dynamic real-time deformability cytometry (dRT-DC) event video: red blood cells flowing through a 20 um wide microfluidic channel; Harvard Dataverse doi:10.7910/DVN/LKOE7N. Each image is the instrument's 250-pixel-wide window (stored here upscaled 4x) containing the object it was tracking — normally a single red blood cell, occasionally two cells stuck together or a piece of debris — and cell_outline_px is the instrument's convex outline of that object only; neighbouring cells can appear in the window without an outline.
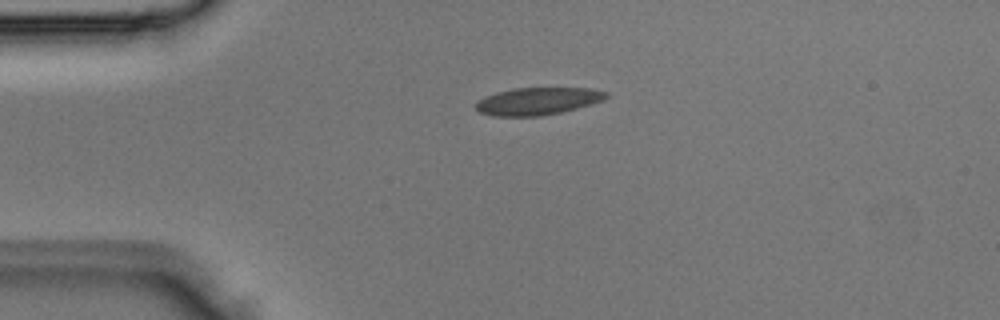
{"species": "Egyptian fruit bat (a non-hibernating species)", "species_latin": "Rousettus aegyptiacus", "temperature_condition": "room temperature", "stored_images_in_passage": 2, "camera_frame_rate_fps": 3000, "um_per_image_px": 0.085, "animal": {"sex": "male"}, "frame": {"image": 1, "passage_image": 1, "time_ms": 0.0, "image_size_px": [1000, 320], "cell_outline_px": [[608, 96], [604, 100], [592, 104], [560, 112], [540, 116], [492, 116], [480, 112], [476, 108], [476, 100], [484, 96], [496, 92], [516, 88], [592, 88], [608, 92]], "centroid_in_image_um": [45.7, 8.59], "position_along_channel_um": 39.3, "area_um2": 20.87}}